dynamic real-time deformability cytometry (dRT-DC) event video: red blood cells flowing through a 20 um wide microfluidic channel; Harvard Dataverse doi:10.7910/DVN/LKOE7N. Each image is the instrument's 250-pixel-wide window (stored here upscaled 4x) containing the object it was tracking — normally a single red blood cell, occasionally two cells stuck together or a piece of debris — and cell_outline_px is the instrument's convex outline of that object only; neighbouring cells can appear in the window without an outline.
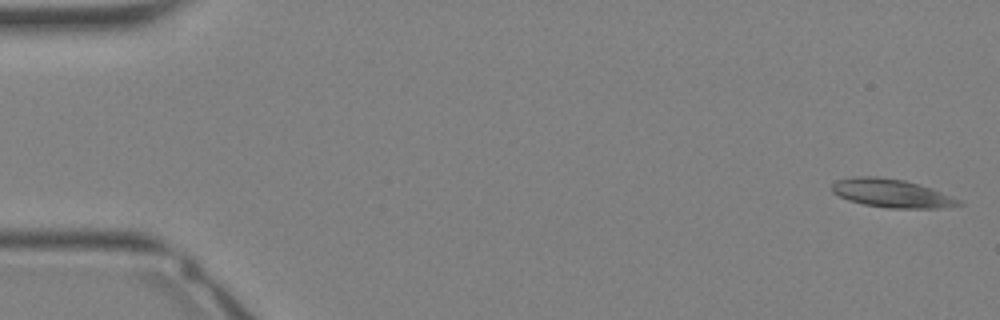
{"species": "Egyptian fruit bat (a non-hibernating species)", "species_latin": "Rousettus aegyptiacus", "temperature_condition": "warm", "stored_images_in_passage": 34, "camera_frame_rate_fps": 3000, "um_per_image_px": 0.085, "animal": {"sex": "female"}, "frame": {"image": 1, "passage_image": 1, "time_ms": 0.0, "image_size_px": [1000, 320], "cell_outline_px": [[964, 204], [940, 208], [888, 208], [864, 204], [848, 200], [832, 192], [832, 184], [836, 180], [856, 176], [880, 176], [904, 180], [932, 188], [964, 200]], "centroid_in_image_um": [75.83, 16.42], "position_along_channel_um": 9.2, "area_um2": 21.15}}
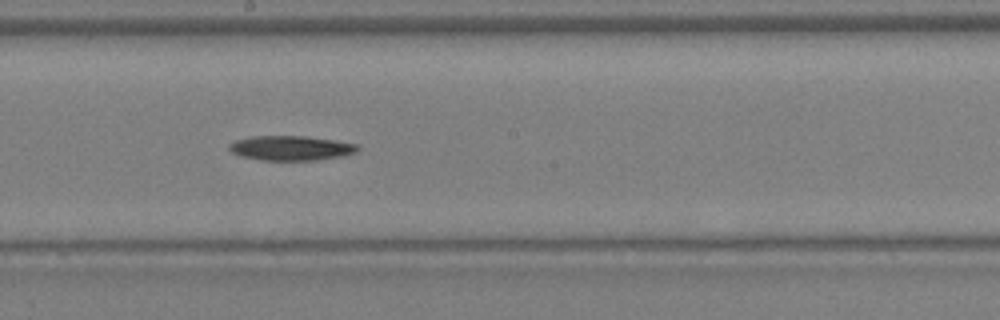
{"frame": {"image": 2, "passage_image": 19, "time_ms": 6.0, "image_size_px": [1000, 320], "cell_outline_px": [[360, 148], [356, 152], [344, 156], [316, 160], [260, 160], [240, 156], [232, 152], [228, 148], [228, 144], [236, 140], [252, 136], [308, 136], [336, 140], [360, 144]], "centroid_in_image_um": [24.77, 12.58], "position_along_channel_um": 223.4, "area_um2": 18.73}}
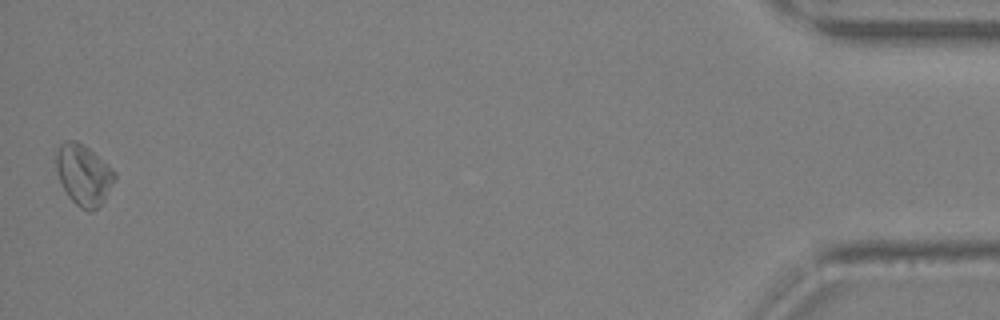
{"frame": {"image": 3, "passage_image": 34, "time_ms": 11.0, "image_size_px": [1000, 320], "cell_outline_px": [[116, 176], [104, 200], [92, 212], [88, 212], [80, 208], [68, 196], [56, 172], [56, 152], [60, 144], [64, 140], [76, 140], [84, 144], [112, 168], [116, 172]], "centroid_in_image_um": [7.09, 14.84], "position_along_channel_um": 428.1, "area_um2": 20.69}}